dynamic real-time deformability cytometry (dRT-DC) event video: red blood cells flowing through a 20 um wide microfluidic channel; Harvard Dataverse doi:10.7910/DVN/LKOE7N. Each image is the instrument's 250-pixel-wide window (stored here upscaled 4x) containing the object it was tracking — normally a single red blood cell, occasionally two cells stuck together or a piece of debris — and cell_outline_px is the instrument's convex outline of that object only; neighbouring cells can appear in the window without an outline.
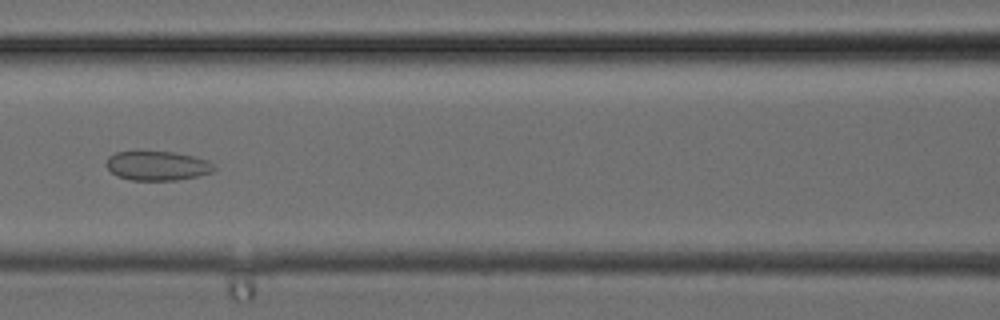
{"species": "common noctule bat (a hibernating species)", "species_latin": "Nyctalus noctula", "temperature_condition": "cold", "stored_images_in_passage": 23, "camera_frame_rate_fps": 3000, "um_per_image_px": 0.085, "animal": {"sex": "female", "body_mass_g": 24.6, "forearm_length_mm": 56.2}, "frame": {"image": 1, "passage_image": 5, "time_ms": 1.333, "image_size_px": [1000, 320], "cell_outline_px": [[216, 168], [212, 172], [196, 176], [176, 180], [132, 180], [116, 176], [104, 164], [108, 156], [116, 152], [172, 152], [192, 156], [208, 160], [216, 164]], "centroid_in_image_um": [13.37, 14.09], "position_along_channel_um": 153.2, "area_um2": 18.38}}
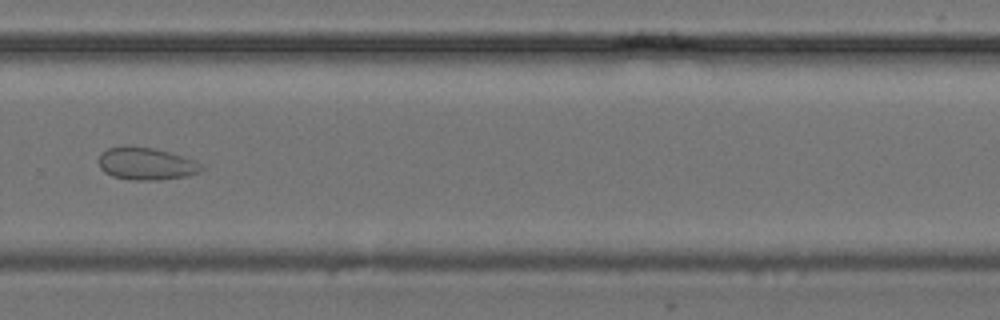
{"frame": {"image": 2, "passage_image": 13, "time_ms": 4.0, "image_size_px": [1000, 320], "cell_outline_px": [[204, 168], [200, 172], [188, 176], [160, 180], [132, 180], [112, 176], [104, 172], [100, 168], [100, 152], [108, 148], [128, 144], [152, 148], [168, 152], [196, 160]], "centroid_in_image_um": [12.42, 13.91], "position_along_channel_um": 317.4, "area_um2": 19.65}}
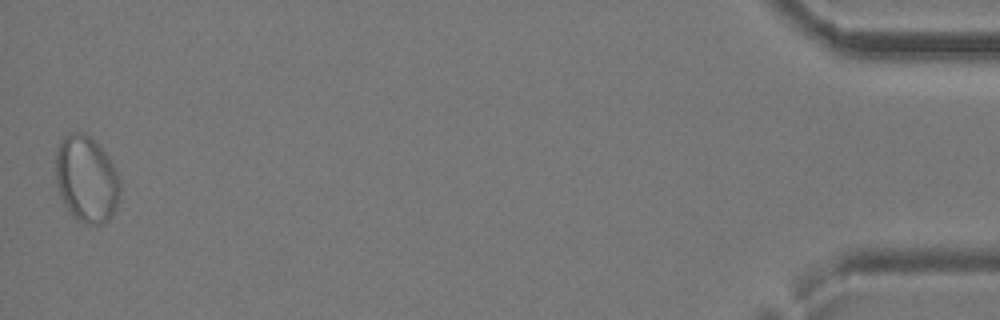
{"frame": {"image": 3, "passage_image": 23, "time_ms": 7.333, "image_size_px": [1000, 320], "cell_outline_px": [[120, 196], [116, 208], [112, 216], [104, 224], [88, 224], [76, 220], [68, 212], [60, 196], [56, 184], [56, 152], [64, 136], [72, 132], [84, 132], [92, 136], [108, 156], [120, 176]], "centroid_in_image_um": [7.37, 15.23], "position_along_channel_um": 427.8, "area_um2": 33.06}}